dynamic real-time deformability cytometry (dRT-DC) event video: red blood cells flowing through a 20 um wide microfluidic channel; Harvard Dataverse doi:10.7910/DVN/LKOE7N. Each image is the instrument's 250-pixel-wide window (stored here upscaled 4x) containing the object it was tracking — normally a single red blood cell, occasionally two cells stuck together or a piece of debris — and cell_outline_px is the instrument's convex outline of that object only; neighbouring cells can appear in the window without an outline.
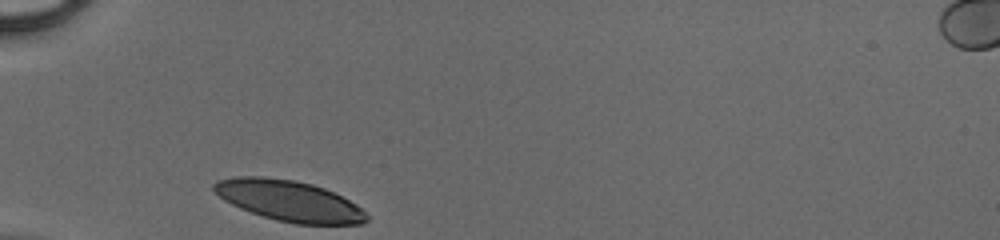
{"species": "human", "species_latin": "Homo sapiens", "temperature_condition": "cold", "stored_images_in_passage": 26, "camera_frame_rate_fps": 3000, "um_per_image_px": 0.085, "donor": {"sex": "male"}, "frame": {"image": 1, "passage_image": 1, "time_ms": 0.0, "image_size_px": [1000, 240], "cell_outline_px": [[368, 220], [364, 224], [296, 224], [276, 220], [240, 208], [224, 200], [212, 188], [212, 184], [216, 180], [236, 176], [260, 176], [292, 180], [312, 184], [324, 188], [356, 204], [368, 216]], "centroid_in_image_um": [24.56, 17.06], "position_along_channel_um": 60.4, "area_um2": 36.01}}
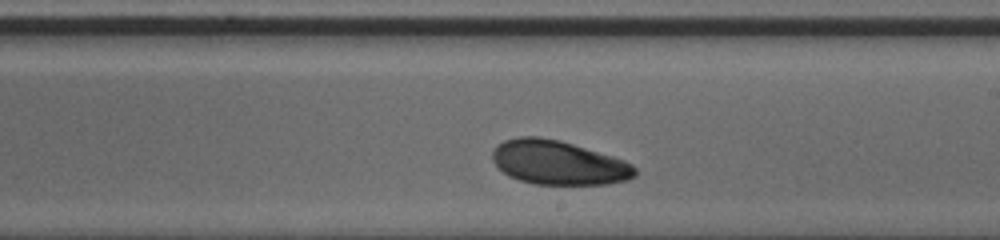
{"frame": {"image": 2, "passage_image": 15, "time_ms": 4.667, "image_size_px": [1000, 240], "cell_outline_px": [[636, 176], [628, 180], [608, 184], [532, 184], [508, 176], [492, 160], [492, 152], [496, 144], [504, 140], [520, 136], [536, 136], [560, 140], [612, 156], [624, 160], [632, 164], [636, 168]], "centroid_in_image_um": [47.46, 13.82], "position_along_channel_um": 241.5, "area_um2": 36.7}}
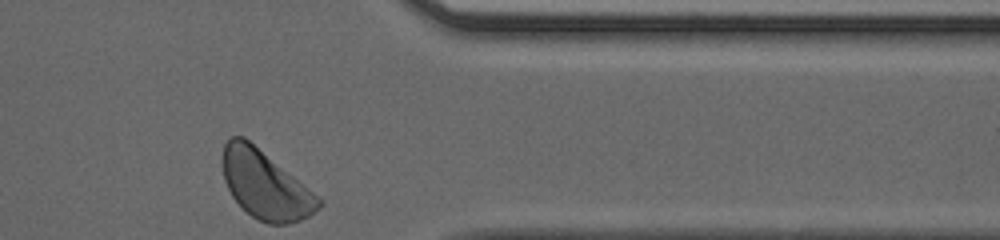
{"frame": {"image": 3, "passage_image": 26, "time_ms": 8.333, "image_size_px": [1000, 240], "cell_outline_px": [[324, 204], [320, 208], [308, 216], [300, 220], [288, 224], [268, 224], [252, 216], [232, 196], [224, 180], [220, 160], [224, 144], [232, 136], [244, 136], [324, 200]], "centroid_in_image_um": [22.54, 15.7], "position_along_channel_um": 388.9, "area_um2": 38.15}}